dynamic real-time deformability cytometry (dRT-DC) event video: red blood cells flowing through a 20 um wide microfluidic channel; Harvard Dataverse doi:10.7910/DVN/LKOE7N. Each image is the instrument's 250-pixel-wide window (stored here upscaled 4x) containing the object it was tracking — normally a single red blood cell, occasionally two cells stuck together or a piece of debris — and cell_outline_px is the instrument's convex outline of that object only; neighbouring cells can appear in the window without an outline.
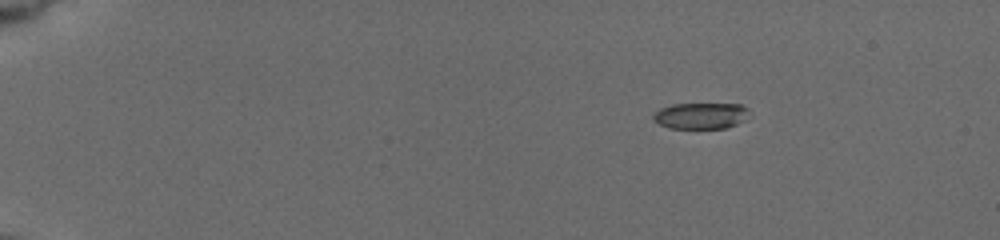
{"species": "common noctule bat (a hibernating species)", "species_latin": "Nyctalus noctula", "temperature_condition": "cold", "stored_images_in_passage": 26, "camera_frame_rate_fps": 3000, "um_per_image_px": 0.085, "animal": {"sex": "female", "body_mass_g": 19.5, "forearm_length_mm": 54.1}, "frame": {"image": 1, "passage_image": 1, "time_ms": 0.0, "image_size_px": [1000, 240], "cell_outline_px": [[748, 108], [744, 120], [736, 124], [724, 128], [668, 128], [652, 120], [652, 116], [660, 108], [672, 104], [740, 104]], "centroid_in_image_um": [59.52, 9.83], "position_along_channel_um": 25.5, "area_um2": 14.51}}
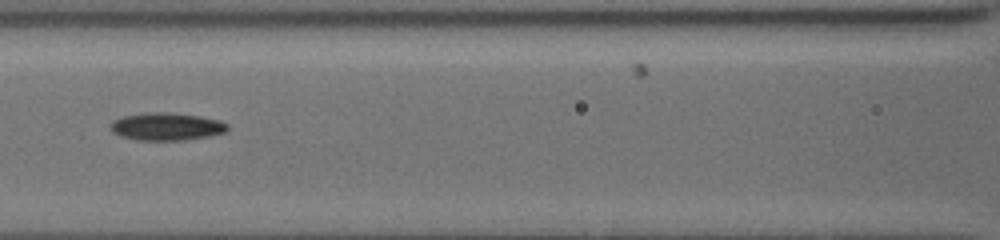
{"frame": {"image": 2, "passage_image": 15, "time_ms": 6.333, "image_size_px": [1000, 240], "cell_outline_px": [[228, 128], [224, 132], [208, 136], [184, 140], [136, 140], [120, 136], [112, 132], [108, 128], [112, 120], [124, 116], [144, 112], [168, 112], [200, 116], [220, 120], [228, 124]], "centroid_in_image_um": [14.1, 10.75], "position_along_channel_um": 152.5, "area_um2": 19.02}}
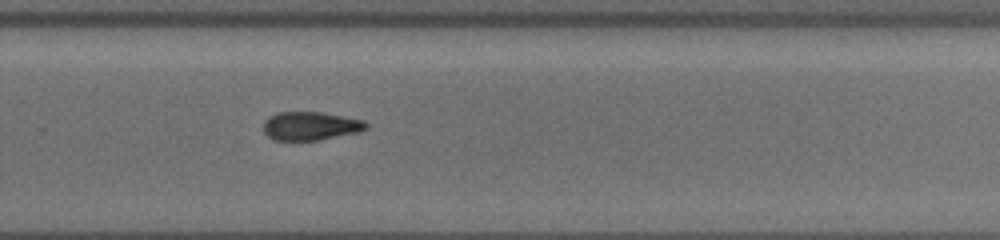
{"frame": {"image": 3, "passage_image": 25, "time_ms": 10.333, "image_size_px": [1000, 240], "cell_outline_px": [[368, 128], [360, 132], [316, 140], [276, 140], [268, 136], [264, 132], [264, 120], [280, 112], [320, 112], [364, 120], [368, 124]], "centroid_in_image_um": [26.42, 10.71], "position_along_channel_um": 303.4, "area_um2": 16.88}}